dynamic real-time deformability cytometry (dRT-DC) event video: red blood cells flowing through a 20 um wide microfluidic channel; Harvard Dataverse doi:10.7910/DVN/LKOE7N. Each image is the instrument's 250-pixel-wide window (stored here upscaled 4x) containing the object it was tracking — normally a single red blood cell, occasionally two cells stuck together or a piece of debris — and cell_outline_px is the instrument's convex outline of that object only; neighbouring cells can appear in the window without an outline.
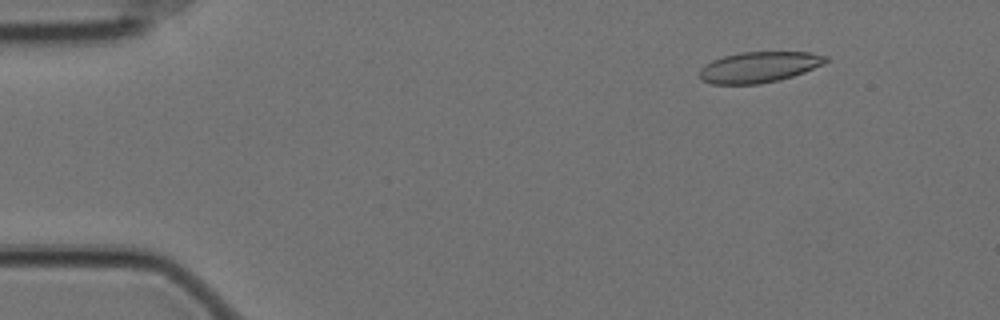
{"species": "Egyptian fruit bat (a non-hibernating species)", "species_latin": "Rousettus aegyptiacus", "temperature_condition": "cold", "stored_images_in_passage": 58, "camera_frame_rate_fps": 3000, "um_per_image_px": 0.085, "animal": {"sex": "female"}, "frame": {"image": 1, "passage_image": 7, "time_ms": 2.0, "image_size_px": [1000, 320], "cell_outline_px": [[828, 60], [824, 64], [804, 72], [780, 80], [760, 84], [712, 84], [700, 80], [700, 68], [704, 64], [712, 60], [724, 56], [740, 52], [812, 52], [828, 56]], "centroid_in_image_um": [64.51, 5.7], "position_along_channel_um": 20.5, "area_um2": 22.83}}
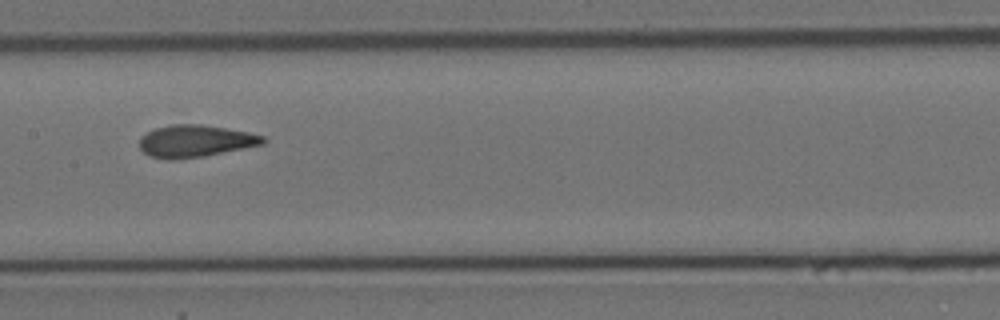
{"frame": {"image": 2, "passage_image": 29, "time_ms": 9.333, "image_size_px": [1000, 320], "cell_outline_px": [[268, 140], [264, 144], [204, 156], [172, 160], [168, 160], [148, 156], [140, 148], [140, 136], [156, 128], [172, 124], [200, 124], [248, 132], [264, 136]], "centroid_in_image_um": [16.59, 12.0], "position_along_channel_um": 190.8, "area_um2": 23.12}}
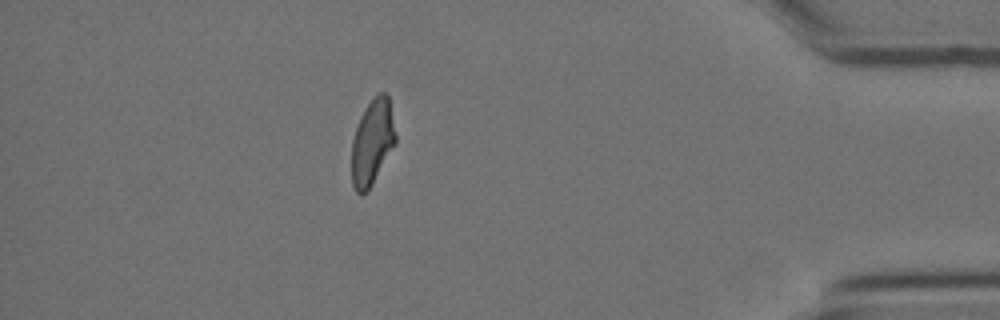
{"frame": {"image": 3, "passage_image": 51, "time_ms": 16.667, "image_size_px": [1000, 320], "cell_outline_px": [[396, 144], [372, 184], [360, 196], [356, 192], [352, 184], [352, 140], [360, 116], [368, 104], [380, 92], [384, 92], [388, 96], [396, 136]], "centroid_in_image_um": [31.64, 12.11], "position_along_channel_um": 403.6, "area_um2": 21.62}, "authors_computed_cell_mechanics": {"area_um2": 23.0333, "velocity_mm_per_s": 3.5095, "shape_relaxation_time_tau1_ms": 10.211, "shape_relaxation_time_tau2_ms": 1.9022, "deformation_change_tau1": 0.2267, "deformation_change_tau2": 0.0642}}